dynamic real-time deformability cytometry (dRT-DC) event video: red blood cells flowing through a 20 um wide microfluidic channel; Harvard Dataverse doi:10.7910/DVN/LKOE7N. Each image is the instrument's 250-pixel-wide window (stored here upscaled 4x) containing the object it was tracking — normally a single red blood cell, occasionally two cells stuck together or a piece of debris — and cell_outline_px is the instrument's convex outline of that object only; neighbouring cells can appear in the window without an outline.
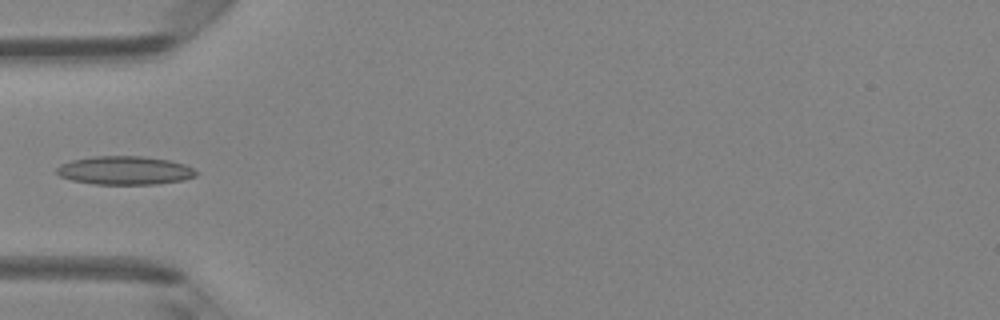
{"species": "Egyptian fruit bat (a non-hibernating species)", "species_latin": "Rousettus aegyptiacus", "temperature_condition": "room temperature", "stored_images_in_passage": 7, "camera_frame_rate_fps": 3000, "um_per_image_px": 0.085, "animal": {"sex": "female"}, "frame": {"image": 1, "passage_image": 5, "time_ms": 1.333, "image_size_px": [1000, 320], "cell_outline_px": [[196, 176], [184, 180], [156, 184], [92, 184], [72, 180], [60, 176], [56, 172], [56, 168], [60, 164], [72, 160], [92, 156], [140, 156], [172, 160], [184, 164], [192, 168], [196, 172]], "centroid_in_image_um": [10.6, 14.48], "position_along_channel_um": 74.4, "area_um2": 23.24}}
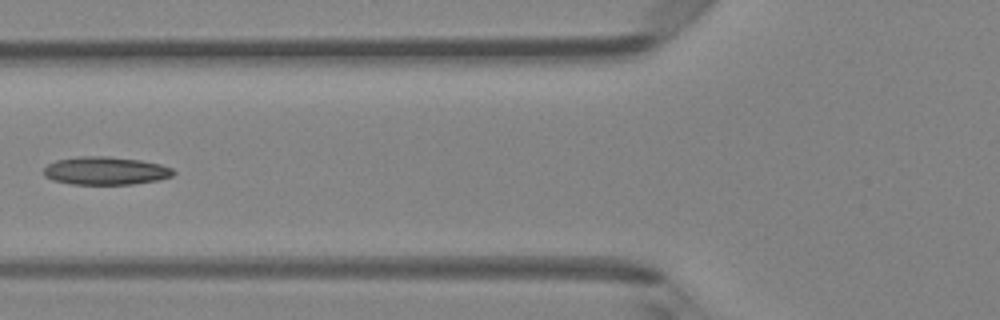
{"frame": {"image": 2, "passage_image": 6, "time_ms": 1.667, "image_size_px": [1000, 320], "cell_outline_px": [[176, 172], [172, 176], [160, 180], [132, 184], [72, 184], [52, 180], [44, 176], [44, 168], [48, 164], [56, 160], [76, 156], [104, 156], [140, 160], [160, 164], [172, 168]], "centroid_in_image_um": [8.97, 14.51], "position_along_channel_um": 116.8, "area_um2": 21.27}}
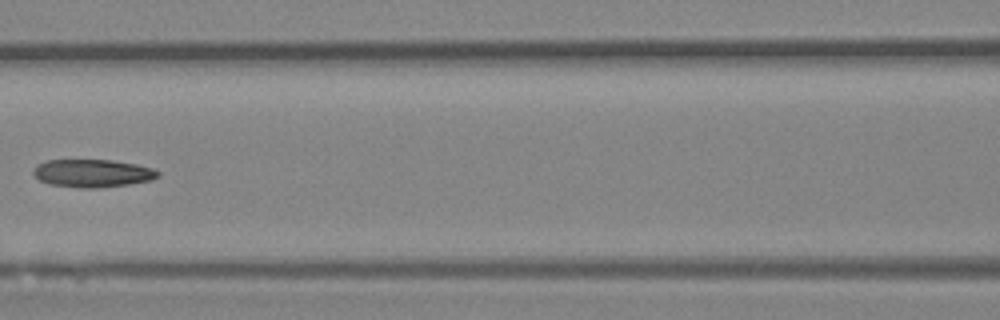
{"frame": {"image": 3, "passage_image": 7, "time_ms": 2.0, "image_size_px": [1000, 320], "cell_outline_px": [[160, 176], [152, 180], [128, 184], [96, 188], [80, 188], [52, 184], [40, 180], [32, 172], [36, 164], [48, 160], [112, 160], [136, 164], [152, 168], [160, 172]], "centroid_in_image_um": [7.88, 14.72], "position_along_channel_um": 158.7, "area_um2": 20.17}}